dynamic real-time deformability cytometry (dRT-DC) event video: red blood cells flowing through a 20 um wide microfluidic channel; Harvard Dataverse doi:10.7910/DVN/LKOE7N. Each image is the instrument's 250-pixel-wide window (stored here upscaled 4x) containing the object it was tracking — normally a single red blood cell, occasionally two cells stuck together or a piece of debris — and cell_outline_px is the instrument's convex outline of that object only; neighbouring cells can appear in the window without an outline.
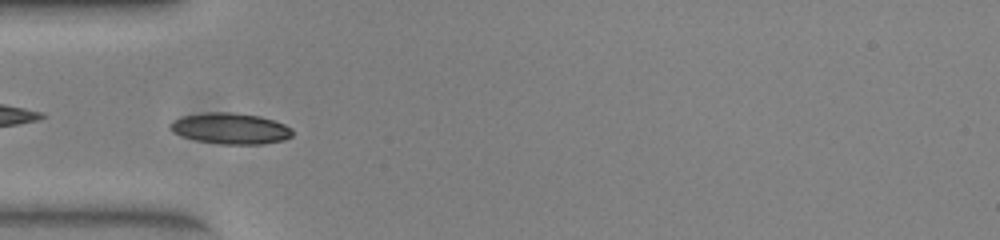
{"species": "common noctule bat (a hibernating species)", "species_latin": "Nyctalus noctula", "temperature_condition": "warm", "stored_images_in_passage": 48, "camera_frame_rate_fps": 3000, "um_per_image_px": 0.085, "animal": {"sex": "female", "body_mass_g": 23.0, "forearm_length_mm": 53.4}, "frame": {"image": 1, "passage_image": 12, "time_ms": 3.667, "image_size_px": [1000, 240], "cell_outline_px": [[292, 136], [284, 140], [260, 144], [220, 144], [196, 140], [172, 132], [168, 128], [168, 124], [172, 120], [180, 116], [208, 112], [232, 112], [260, 116], [284, 124], [292, 128]], "centroid_in_image_um": [19.55, 10.91], "position_along_channel_um": 65.5, "area_um2": 22.2}}
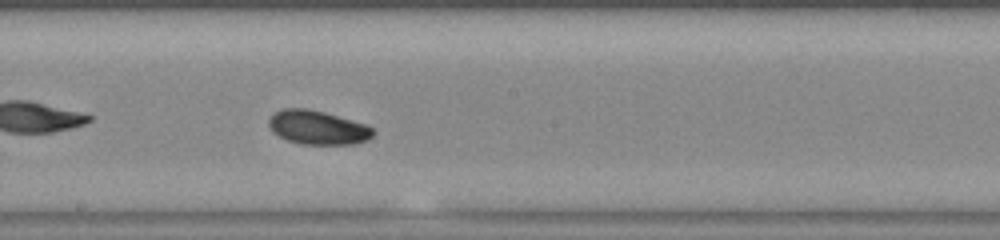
{"frame": {"image": 2, "passage_image": 24, "time_ms": 7.667, "image_size_px": [1000, 240], "cell_outline_px": [[376, 132], [368, 140], [356, 144], [300, 144], [288, 140], [272, 132], [268, 124], [268, 120], [276, 112], [284, 108], [308, 108], [324, 112], [368, 124]], "centroid_in_image_um": [27.04, 10.84], "position_along_channel_um": 221.2, "area_um2": 20.75}}
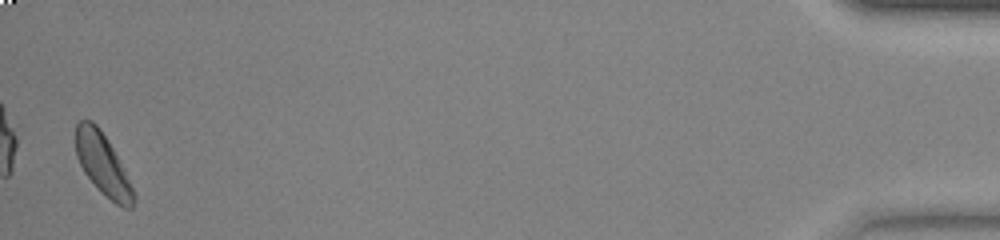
{"frame": {"image": 3, "passage_image": 47, "time_ms": 15.333, "image_size_px": [1000, 240], "cell_outline_px": [[136, 200], [132, 208], [124, 208], [116, 204], [84, 172], [76, 156], [76, 124], [80, 120], [92, 120], [100, 128], [108, 140], [136, 196]], "centroid_in_image_um": [8.72, 13.93], "position_along_channel_um": 426.5, "area_um2": 19.94}, "authors_computed_cell_mechanics": {"area_um2": 20.4034, "velocity_mm_per_s": 3.9035, "shape_relaxation_time_tau1_ms": 1.7265, "shape_relaxation_time_tau2_ms": null, "deformation_change_tau1": 0.0752, "deformation_change_tau2": null}}